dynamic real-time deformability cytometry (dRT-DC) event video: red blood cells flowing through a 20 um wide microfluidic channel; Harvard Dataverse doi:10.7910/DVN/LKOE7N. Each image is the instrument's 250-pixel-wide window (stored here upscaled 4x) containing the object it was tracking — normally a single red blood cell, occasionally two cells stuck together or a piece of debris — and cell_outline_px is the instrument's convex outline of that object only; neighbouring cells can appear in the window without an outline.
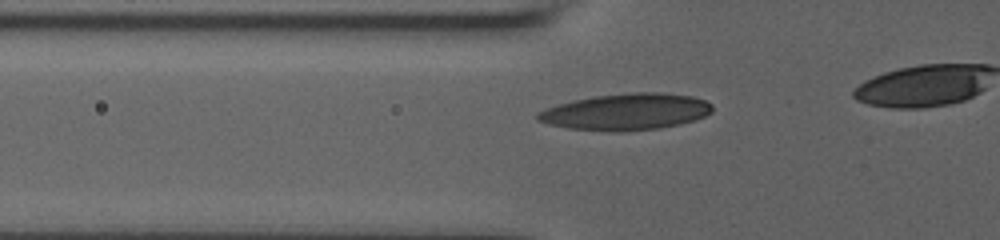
{"species": "human", "species_latin": "Homo sapiens", "temperature_condition": "room temperature", "stored_images_in_passage": 9, "segment_of_instrument_passage": [1, 2], "camera_frame_rate_fps": 3000, "um_per_image_px": 0.085, "donor": {"sex": "male"}, "frame": {"image": 1, "passage_image": 6, "time_ms": 1.667, "image_size_px": [1000, 240], "cell_outline_px": [[712, 112], [704, 116], [680, 124], [660, 128], [616, 132], [568, 128], [548, 124], [536, 120], [536, 112], [560, 104], [592, 96], [632, 92], [664, 92], [692, 96], [704, 100], [712, 104]], "centroid_in_image_um": [53.22, 9.5], "position_along_channel_um": 72.6, "area_um2": 37.11}}